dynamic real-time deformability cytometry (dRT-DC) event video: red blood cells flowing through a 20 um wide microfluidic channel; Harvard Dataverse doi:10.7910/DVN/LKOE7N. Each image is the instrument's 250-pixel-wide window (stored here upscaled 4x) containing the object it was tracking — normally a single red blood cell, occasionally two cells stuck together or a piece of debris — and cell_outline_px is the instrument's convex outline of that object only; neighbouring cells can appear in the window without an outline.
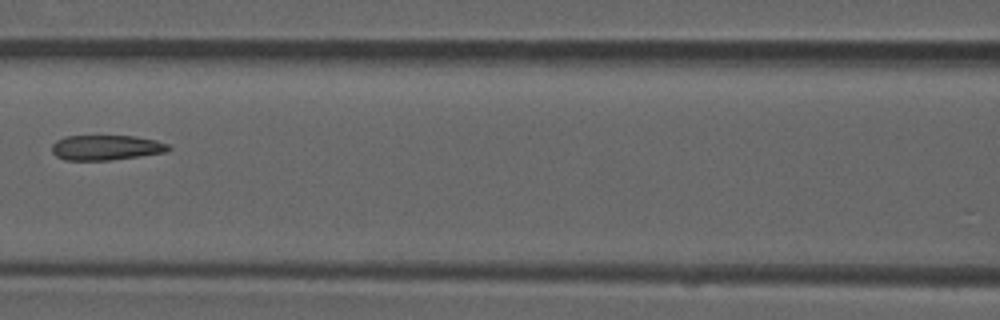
{"species": "common noctule bat (a hibernating species)", "species_latin": "Nyctalus noctula", "temperature_condition": "room temperature", "stored_images_in_passage": 6, "camera_frame_rate_fps": 3000, "um_per_image_px": 0.085, "animal": {"sex": "male", "forearm_length_mm": 52.5}, "frame": {"image": 1, "passage_image": 5, "time_ms": 1.333, "image_size_px": [1000, 320], "cell_outline_px": [[172, 148], [168, 152], [112, 160], [64, 160], [56, 156], [52, 152], [52, 144], [56, 140], [64, 136], [136, 136], [156, 140], [168, 144]], "centroid_in_image_um": [9.03, 12.54], "position_along_channel_um": 157.6, "area_um2": 17.22}}
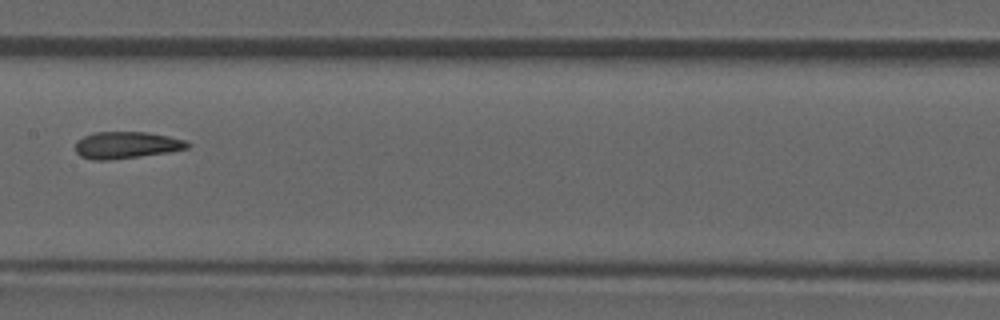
{"frame": {"image": 2, "passage_image": 6, "time_ms": 1.667, "image_size_px": [1000, 320], "cell_outline_px": [[192, 144], [188, 148], [168, 152], [140, 156], [108, 160], [92, 160], [80, 156], [76, 152], [76, 140], [84, 136], [96, 132], [148, 132], [188, 140]], "centroid_in_image_um": [10.77, 12.33], "position_along_channel_um": 196.6, "area_um2": 17.63}}